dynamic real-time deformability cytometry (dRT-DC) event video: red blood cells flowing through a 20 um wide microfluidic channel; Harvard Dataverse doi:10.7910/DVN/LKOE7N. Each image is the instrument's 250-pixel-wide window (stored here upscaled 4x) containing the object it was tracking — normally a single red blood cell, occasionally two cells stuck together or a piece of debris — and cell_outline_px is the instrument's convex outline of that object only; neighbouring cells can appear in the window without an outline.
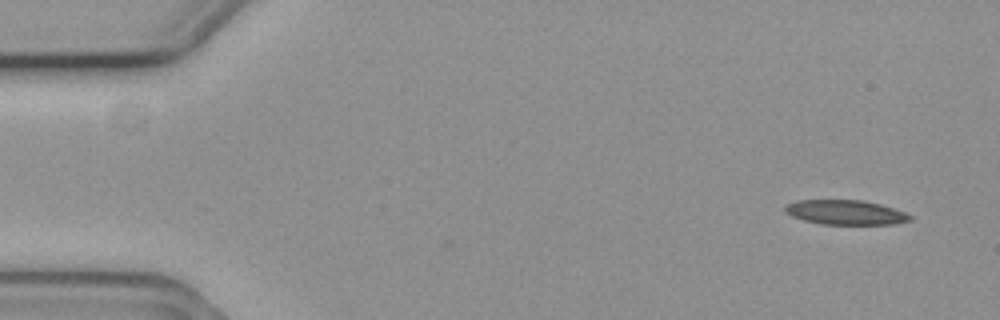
{"species": "common noctule bat (a hibernating species)", "species_latin": "Nyctalus noctula", "temperature_condition": "cold", "stored_images_in_passage": 3, "camera_frame_rate_fps": 3000, "um_per_image_px": 0.085, "animal": {"sex": "female", "body_mass_g": 19.3, "forearm_length_mm": 54.1}, "frame": {"image": 1, "passage_image": 1, "time_ms": 0.0, "image_size_px": [1000, 320], "cell_outline_px": [[912, 220], [892, 224], [820, 224], [804, 220], [792, 216], [784, 212], [784, 208], [788, 204], [796, 200], [864, 200], [880, 204], [904, 212], [912, 216]], "centroid_in_image_um": [71.85, 18.05], "position_along_channel_um": 13.1, "area_um2": 17.86}}